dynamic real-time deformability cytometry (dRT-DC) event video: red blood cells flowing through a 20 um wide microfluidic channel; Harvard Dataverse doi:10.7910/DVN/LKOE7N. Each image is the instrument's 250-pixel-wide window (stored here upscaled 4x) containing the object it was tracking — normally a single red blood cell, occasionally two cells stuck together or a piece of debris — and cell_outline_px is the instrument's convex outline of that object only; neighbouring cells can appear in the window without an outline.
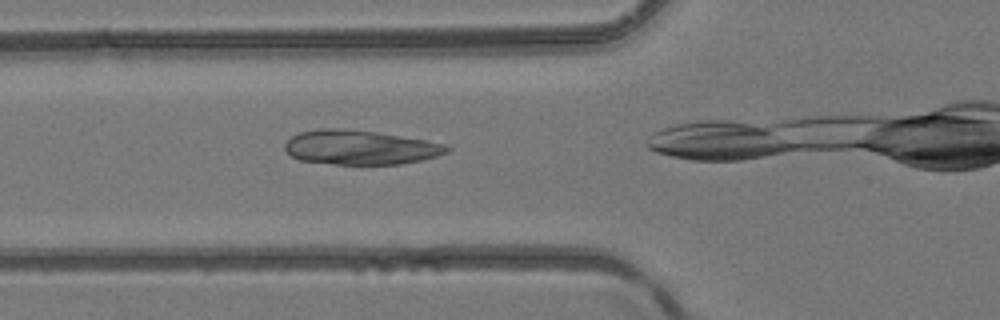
{"species": "common noctule bat (a hibernating species)", "species_latin": "Nyctalus noctula", "temperature_condition": "room temperature", "stored_images_in_passage": 4, "camera_frame_rate_fps": 3000, "um_per_image_px": 0.085, "animal": {"sex": "female", "body_mass_g": 24.6, "forearm_length_mm": 56.2}, "frame": {"image": 1, "passage_image": 3, "time_ms": 3.0, "image_size_px": [1000, 320], "cell_outline_px": [[452, 148], [448, 152], [436, 156], [420, 160], [400, 164], [332, 164], [300, 160], [292, 156], [284, 148], [284, 144], [292, 136], [300, 132], [320, 128], [340, 128], [376, 132], [428, 140], [444, 144]], "centroid_in_image_um": [30.61, 12.52], "position_along_channel_um": 95.2, "area_um2": 32.43}}